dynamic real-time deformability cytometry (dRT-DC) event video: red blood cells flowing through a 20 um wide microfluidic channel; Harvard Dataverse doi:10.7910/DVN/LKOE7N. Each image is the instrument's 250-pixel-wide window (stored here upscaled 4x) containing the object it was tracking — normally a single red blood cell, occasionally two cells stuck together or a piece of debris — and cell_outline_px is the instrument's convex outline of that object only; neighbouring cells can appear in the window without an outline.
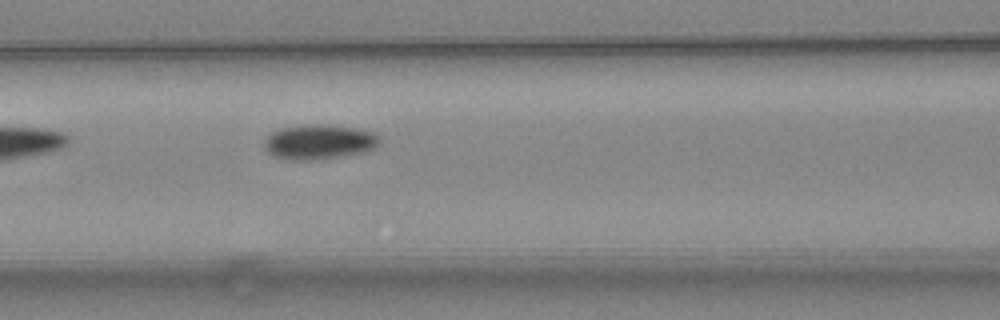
{"species": "common noctule bat (a hibernating species)", "species_latin": "Nyctalus noctula", "temperature_condition": "warm", "stored_images_in_passage": 5, "camera_frame_rate_fps": 3000, "um_per_image_px": 0.085, "animal": {"sex": "female", "body_mass_g": 24.6, "forearm_length_mm": 56.2}, "frame": {"image": 1, "passage_image": 5, "time_ms": 1.333, "image_size_px": [1000, 320], "cell_outline_px": [[380, 144], [376, 148], [364, 152], [308, 160], [292, 160], [276, 156], [268, 152], [264, 148], [264, 140], [272, 132], [280, 128], [304, 124], [332, 124], [360, 128], [376, 132], [380, 136]], "centroid_in_image_um": [27.18, 12.02], "position_along_channel_um": 139.4, "area_um2": 23.64}}